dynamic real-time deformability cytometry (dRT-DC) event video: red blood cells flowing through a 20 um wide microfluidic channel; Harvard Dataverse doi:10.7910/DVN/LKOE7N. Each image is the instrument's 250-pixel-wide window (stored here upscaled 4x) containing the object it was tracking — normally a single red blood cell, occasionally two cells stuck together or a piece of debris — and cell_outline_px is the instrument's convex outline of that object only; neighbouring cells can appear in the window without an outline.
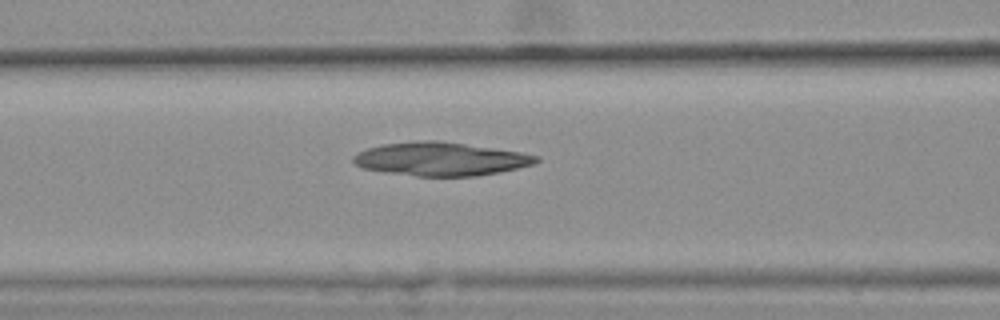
{"species": "common noctule bat (a hibernating species)", "species_latin": "Nyctalus noctula", "temperature_condition": "warm", "stored_images_in_passage": 37, "camera_frame_rate_fps": 3000, "um_per_image_px": 0.085, "animal": {"sex": "female", "body_mass_g": 25.1}, "frame": {"image": 1, "passage_image": 11, "time_ms": 3.333, "image_size_px": [1000, 320], "cell_outline_px": [[540, 160], [532, 164], [500, 172], [476, 176], [416, 176], [388, 172], [364, 168], [356, 164], [352, 160], [352, 156], [368, 148], [384, 144], [416, 140], [436, 140], [520, 152], [540, 156]], "centroid_in_image_um": [37.46, 13.51], "position_along_channel_um": 129.1, "area_um2": 35.26}}
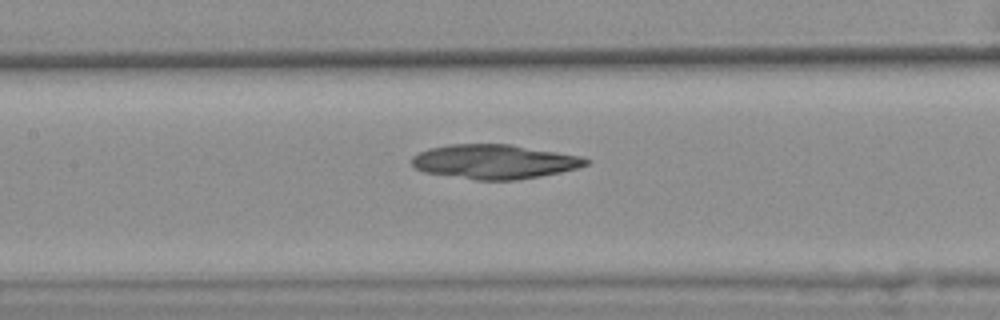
{"frame": {"image": 2, "passage_image": 14, "time_ms": 4.333, "image_size_px": [1000, 320], "cell_outline_px": [[592, 160], [588, 164], [576, 168], [560, 172], [540, 176], [516, 180], [476, 180], [424, 172], [416, 168], [412, 164], [412, 156], [428, 148], [448, 144], [512, 144], [580, 156]], "centroid_in_image_um": [42.02, 13.73], "position_along_channel_um": 165.4, "area_um2": 34.85}}
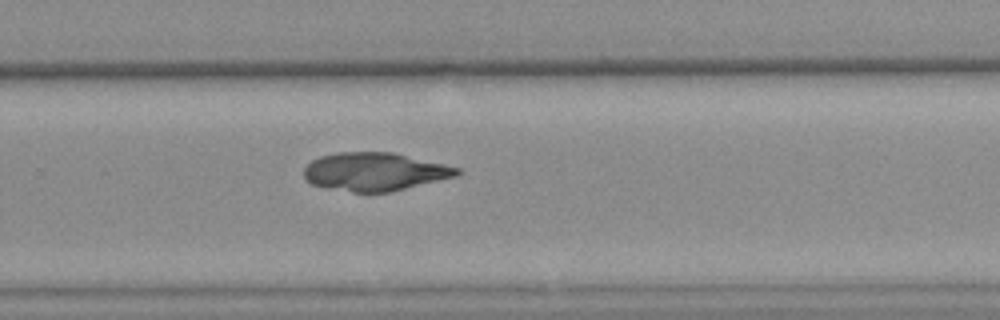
{"frame": {"image": 3, "passage_image": 25, "time_ms": 8.0, "image_size_px": [1000, 320], "cell_outline_px": [[460, 172], [456, 176], [388, 192], [352, 192], [312, 184], [304, 176], [304, 168], [312, 160], [320, 156], [336, 152], [392, 152], [460, 168]], "centroid_in_image_um": [31.83, 14.58], "position_along_channel_um": 298.0, "area_um2": 33.58}}